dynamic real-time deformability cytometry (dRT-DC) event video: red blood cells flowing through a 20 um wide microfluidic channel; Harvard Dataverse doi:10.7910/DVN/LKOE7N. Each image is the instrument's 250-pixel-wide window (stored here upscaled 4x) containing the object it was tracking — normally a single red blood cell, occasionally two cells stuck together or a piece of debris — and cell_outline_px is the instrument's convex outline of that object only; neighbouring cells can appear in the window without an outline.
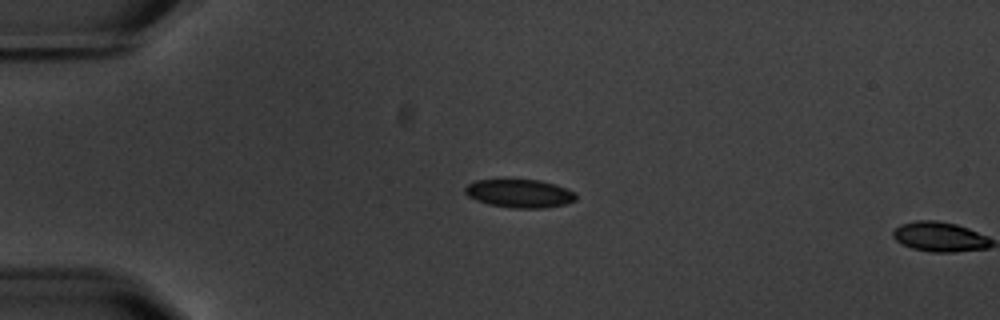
{"species": "common noctule bat (a hibernating species)", "species_latin": "Nyctalus noctula", "temperature_condition": "warm", "stored_images_in_passage": 4, "camera_frame_rate_fps": 3000, "um_per_image_px": 0.085, "animal": {"sex": "male", "body_mass_g": 20.1, "forearm_length_mm": 53.5}, "frame": {"image": 1, "passage_image": 3, "time_ms": 3.333, "image_size_px": [1000, 320], "cell_outline_px": [[576, 200], [564, 204], [540, 208], [516, 208], [488, 204], [476, 200], [468, 196], [464, 192], [464, 188], [468, 184], [476, 180], [540, 180], [556, 184], [568, 188], [576, 192]], "centroid_in_image_um": [44.18, 16.44], "position_along_channel_um": 40.8, "area_um2": 18.26}}